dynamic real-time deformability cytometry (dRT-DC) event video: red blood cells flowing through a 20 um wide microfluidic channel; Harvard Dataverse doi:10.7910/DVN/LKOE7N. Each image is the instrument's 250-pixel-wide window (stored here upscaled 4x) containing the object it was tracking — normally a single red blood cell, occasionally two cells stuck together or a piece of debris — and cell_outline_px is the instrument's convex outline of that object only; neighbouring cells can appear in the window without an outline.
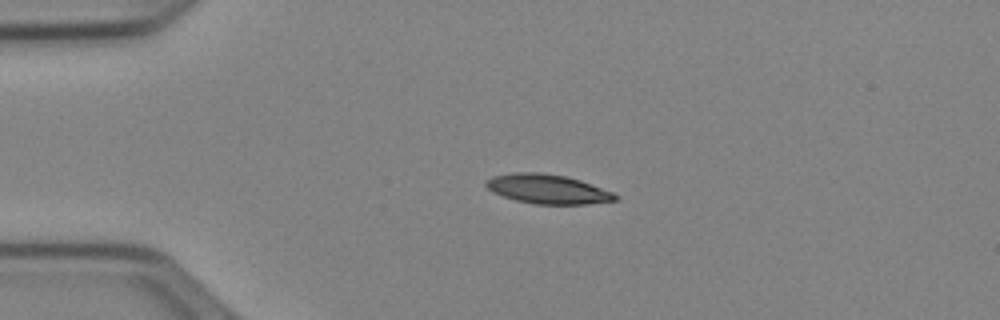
{"species": "Egyptian fruit bat (a non-hibernating species)", "species_latin": "Rousettus aegyptiacus", "temperature_condition": "cold", "stored_images_in_passage": 41, "camera_frame_rate_fps": 3000, "um_per_image_px": 0.085, "animal": {"sex": "female"}, "frame": {"image": 1, "passage_image": 1, "time_ms": 0.0, "image_size_px": [1000, 320], "cell_outline_px": [[620, 196], [616, 200], [588, 204], [536, 204], [516, 200], [504, 196], [488, 188], [484, 184], [484, 180], [492, 176], [512, 172], [540, 172], [564, 176], [580, 180], [612, 192]], "centroid_in_image_um": [46.54, 16.06], "position_along_channel_um": 38.5, "area_um2": 21.96}}
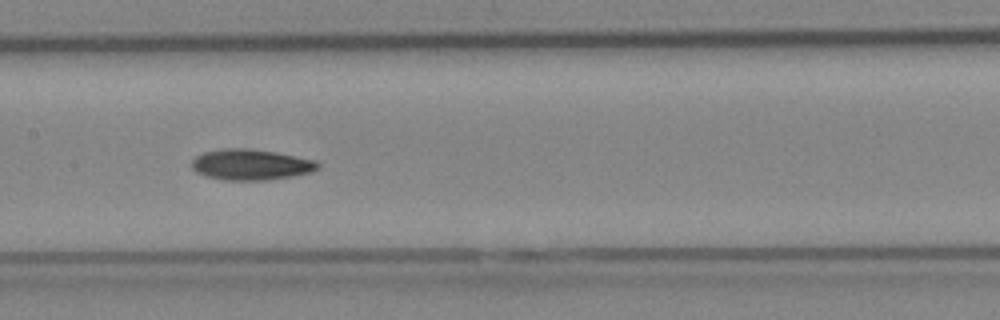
{"frame": {"image": 2, "passage_image": 15, "time_ms": 4.667, "image_size_px": [1000, 320], "cell_outline_px": [[320, 168], [312, 172], [292, 176], [264, 180], [224, 180], [208, 176], [196, 172], [192, 168], [192, 160], [196, 156], [204, 152], [224, 148], [248, 148], [276, 152], [316, 160], [320, 164]], "centroid_in_image_um": [21.35, 13.98], "position_along_channel_um": 186.0, "area_um2": 22.66}}
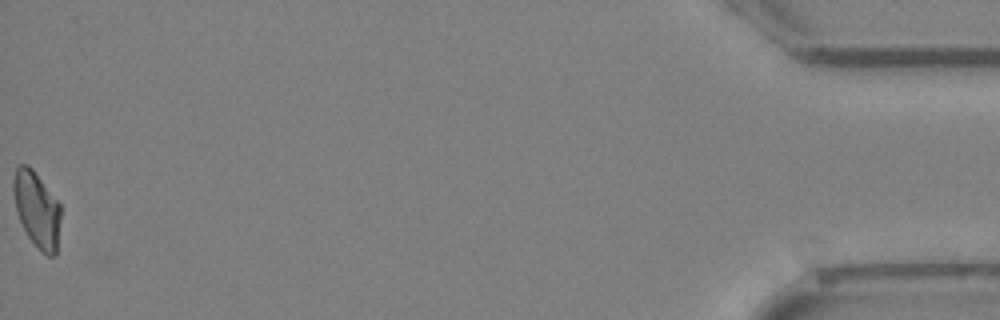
{"frame": {"image": 3, "passage_image": 41, "time_ms": 13.333, "image_size_px": [1000, 320], "cell_outline_px": [[60, 220], [56, 252], [52, 256], [48, 256], [28, 236], [16, 212], [12, 192], [12, 180], [16, 168], [20, 164], [28, 164], [32, 168], [60, 204]], "centroid_in_image_um": [3.1, 17.74], "position_along_channel_um": 432.1, "area_um2": 20.63}}